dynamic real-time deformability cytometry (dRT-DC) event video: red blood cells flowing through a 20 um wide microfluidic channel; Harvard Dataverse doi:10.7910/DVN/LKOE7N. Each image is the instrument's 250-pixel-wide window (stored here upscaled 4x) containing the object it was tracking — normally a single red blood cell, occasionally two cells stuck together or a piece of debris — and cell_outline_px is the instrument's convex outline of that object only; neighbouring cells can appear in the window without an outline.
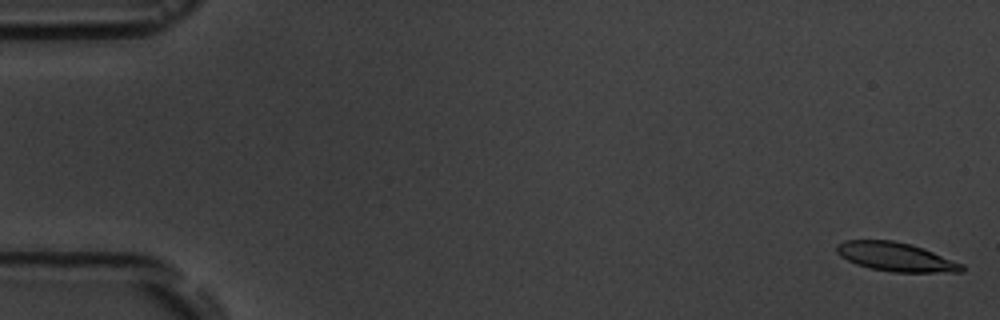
{"species": "common noctule bat (a hibernating species)", "species_latin": "Nyctalus noctula", "temperature_condition": "room temperature", "stored_images_in_passage": 6, "camera_frame_rate_fps": 3000, "um_per_image_px": 0.085, "animal": {"sex": "male", "body_mass_g": 19.5, "forearm_length_mm": 54.6}, "frame": {"image": 1, "passage_image": 1, "time_ms": 0.0, "image_size_px": [1000, 320], "cell_outline_px": [[964, 272], [892, 272], [872, 268], [856, 264], [840, 256], [836, 252], [836, 244], [844, 240], [892, 240], [912, 244], [924, 248], [964, 264]], "centroid_in_image_um": [76.16, 21.83], "position_along_channel_um": 8.8, "area_um2": 21.15}}